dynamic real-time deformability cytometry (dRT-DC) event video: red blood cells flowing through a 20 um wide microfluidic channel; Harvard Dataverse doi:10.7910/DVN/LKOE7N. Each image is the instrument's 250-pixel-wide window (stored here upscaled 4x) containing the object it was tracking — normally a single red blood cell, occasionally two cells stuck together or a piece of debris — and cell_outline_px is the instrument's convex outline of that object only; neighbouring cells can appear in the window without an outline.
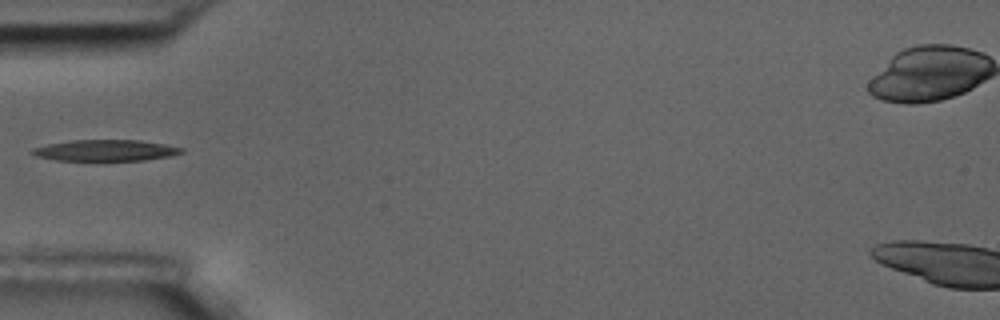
{"species": "common noctule bat (a hibernating species)", "species_latin": "Nyctalus noctula", "temperature_condition": "room temperature", "stored_images_in_passage": 5, "segment_of_instrument_passage": [2, 2], "camera_frame_rate_fps": 3000, "um_per_image_px": 0.085, "animal": {"sex": "male", "body_mass_g": 17.5, "forearm_length_mm": 52.3}, "frame": {"image": 1, "passage_image": 5, "time_ms": 5.333, "image_size_px": [1000, 320], "cell_outline_px": [[184, 152], [168, 156], [144, 160], [56, 160], [36, 156], [28, 152], [32, 148], [48, 144], [72, 140], [140, 140], [164, 144], [184, 148]], "centroid_in_image_um": [8.94, 12.78], "position_along_channel_um": 76.1, "area_um2": 18.32}}